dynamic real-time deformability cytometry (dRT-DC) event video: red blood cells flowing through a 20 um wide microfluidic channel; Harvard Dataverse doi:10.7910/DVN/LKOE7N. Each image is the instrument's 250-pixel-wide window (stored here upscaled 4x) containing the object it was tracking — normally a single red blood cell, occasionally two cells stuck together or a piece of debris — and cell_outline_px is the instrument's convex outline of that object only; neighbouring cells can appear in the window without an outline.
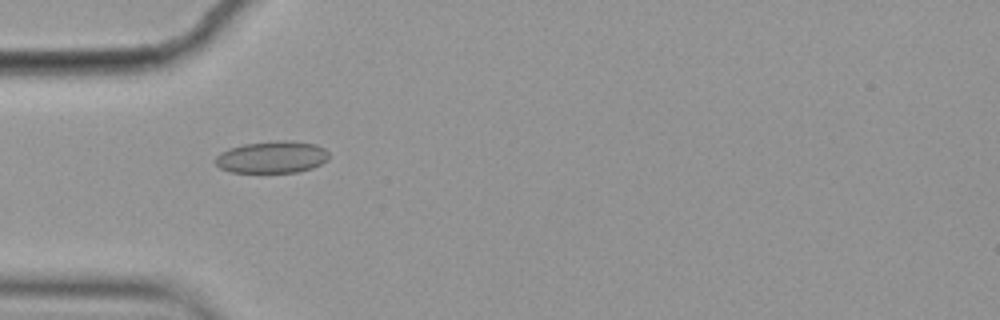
{"species": "common noctule bat (a hibernating species)", "species_latin": "Nyctalus noctula", "temperature_condition": "cold", "stored_images_in_passage": 6, "camera_frame_rate_fps": 3000, "um_per_image_px": 0.085, "animal": {"sex": "female", "body_mass_g": 19.9}, "frame": {"image": 1, "passage_image": 5, "time_ms": 1.333, "image_size_px": [1000, 320], "cell_outline_px": [[328, 160], [312, 168], [296, 172], [232, 172], [220, 168], [216, 164], [216, 156], [220, 152], [228, 148], [244, 144], [276, 140], [292, 140], [316, 144], [324, 148], [328, 152]], "centroid_in_image_um": [23.13, 13.34], "position_along_channel_um": 61.9, "area_um2": 21.27}}
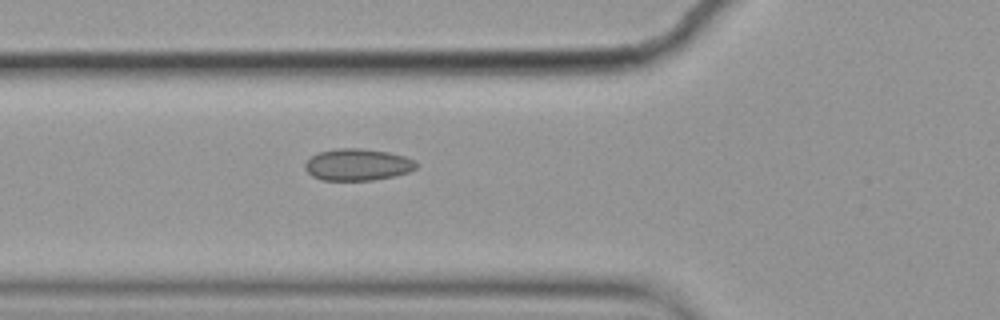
{"frame": {"image": 2, "passage_image": 6, "time_ms": 1.667, "image_size_px": [1000, 320], "cell_outline_px": [[416, 168], [408, 172], [392, 176], [372, 180], [320, 180], [312, 176], [304, 168], [304, 164], [312, 156], [320, 152], [336, 148], [360, 148], [388, 152], [404, 156], [416, 160]], "centroid_in_image_um": [30.38, 13.99], "position_along_channel_um": 95.4, "area_um2": 20.52}}